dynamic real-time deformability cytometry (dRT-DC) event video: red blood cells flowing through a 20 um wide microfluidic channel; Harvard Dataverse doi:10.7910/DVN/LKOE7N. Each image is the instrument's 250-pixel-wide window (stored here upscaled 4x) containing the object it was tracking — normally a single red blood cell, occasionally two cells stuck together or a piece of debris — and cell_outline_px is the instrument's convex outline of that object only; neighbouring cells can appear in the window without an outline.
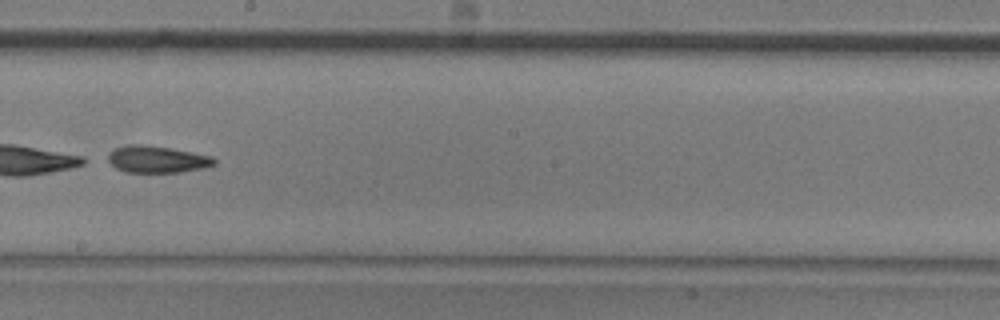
{"species": "common noctule bat (a hibernating species)", "species_latin": "Nyctalus noctula", "temperature_condition": "room temperature", "stored_images_in_passage": 51, "camera_frame_rate_fps": 3000, "um_per_image_px": 0.085, "animal": {"sex": "male", "body_mass_g": 20.5, "forearm_length_mm": 52.5}, "frame": {"image": 1, "passage_image": 29, "time_ms": 9.333, "image_size_px": [1000, 320], "cell_outline_px": [[216, 164], [204, 168], [180, 172], [124, 172], [116, 168], [104, 160], [108, 152], [116, 148], [128, 144], [140, 144], [172, 148], [212, 156], [216, 160]], "centroid_in_image_um": [13.3, 13.54], "position_along_channel_um": 234.9, "area_um2": 16.94}}